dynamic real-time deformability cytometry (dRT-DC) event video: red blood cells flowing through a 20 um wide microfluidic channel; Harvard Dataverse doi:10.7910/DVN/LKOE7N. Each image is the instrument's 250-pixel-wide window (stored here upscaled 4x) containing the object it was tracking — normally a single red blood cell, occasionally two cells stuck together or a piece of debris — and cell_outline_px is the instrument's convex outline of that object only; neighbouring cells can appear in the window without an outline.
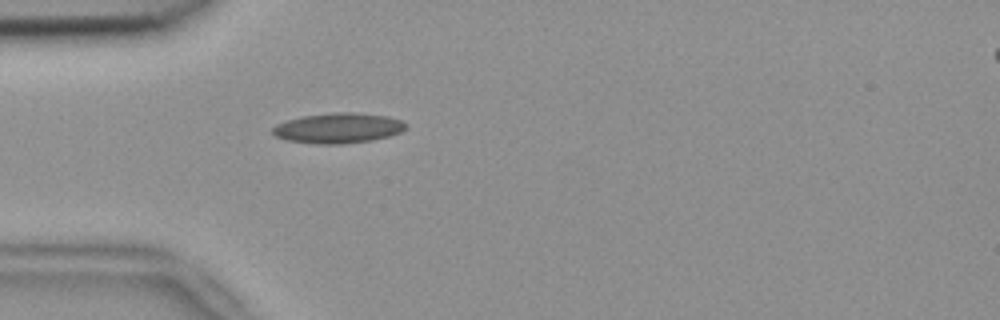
{"species": "common noctule bat (a hibernating species)", "species_latin": "Nyctalus noctula", "temperature_condition": "room temperature", "stored_images_in_passage": 44, "camera_frame_rate_fps": 3000, "um_per_image_px": 0.085, "animal": {"sex": "female", "body_mass_g": 18.4}, "frame": {"image": 1, "passage_image": 6, "time_ms": 1.667, "image_size_px": [1000, 320], "cell_outline_px": [[408, 128], [400, 132], [388, 136], [372, 140], [344, 144], [316, 144], [288, 140], [276, 136], [272, 132], [272, 128], [276, 124], [300, 116], [332, 112], [352, 112], [388, 116], [400, 120], [408, 124]], "centroid_in_image_um": [28.76, 10.88], "position_along_channel_um": 56.2, "area_um2": 23.58}}
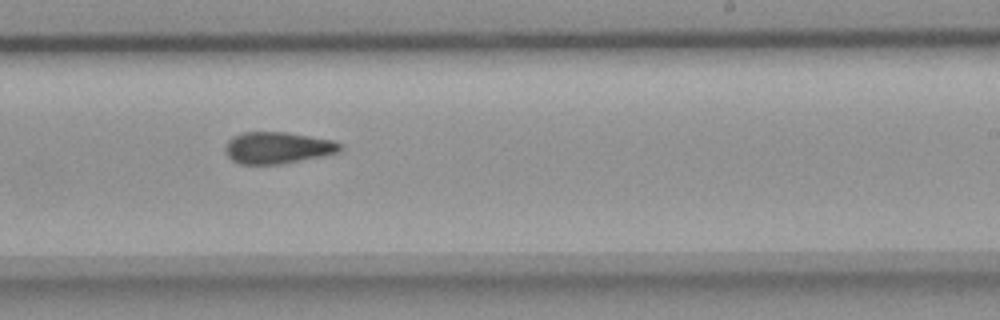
{"frame": {"image": 2, "passage_image": 23, "time_ms": 7.333, "image_size_px": [1000, 320], "cell_outline_px": [[340, 152], [280, 164], [240, 164], [232, 160], [224, 152], [224, 148], [228, 140], [232, 136], [244, 132], [284, 132], [332, 140], [340, 144]], "centroid_in_image_um": [23.52, 12.56], "position_along_channel_um": 265.5, "area_um2": 20.98}}
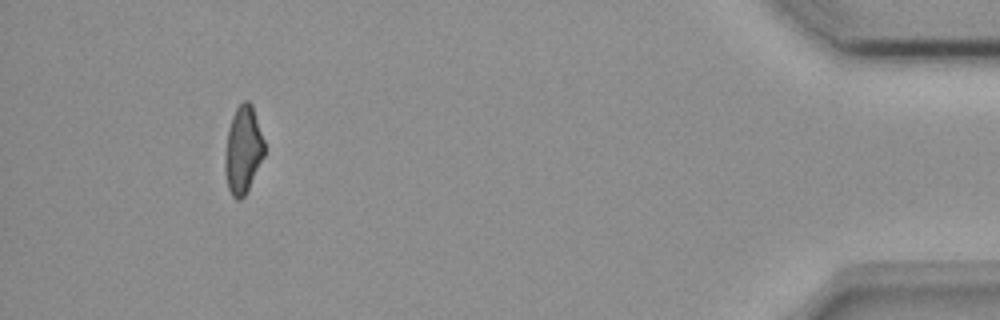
{"frame": {"image": 3, "passage_image": 40, "time_ms": 13.0, "image_size_px": [1000, 320], "cell_outline_px": [[264, 156], [244, 196], [240, 200], [236, 200], [232, 196], [228, 188], [224, 168], [224, 156], [228, 128], [232, 116], [236, 108], [244, 100], [248, 100], [252, 104], [264, 140]], "centroid_in_image_um": [20.64, 12.73], "position_along_channel_um": 414.6, "area_um2": 20.06}, "authors_computed_cell_mechanics": {"area_um2": 21.2415, "velocity_mm_per_s": 3.7894, "shape_relaxation_time_tau1_ms": null, "shape_relaxation_time_tau2_ms": 6.4753, "deformation_change_tau1": null, "deformation_change_tau2": 0.1566}}